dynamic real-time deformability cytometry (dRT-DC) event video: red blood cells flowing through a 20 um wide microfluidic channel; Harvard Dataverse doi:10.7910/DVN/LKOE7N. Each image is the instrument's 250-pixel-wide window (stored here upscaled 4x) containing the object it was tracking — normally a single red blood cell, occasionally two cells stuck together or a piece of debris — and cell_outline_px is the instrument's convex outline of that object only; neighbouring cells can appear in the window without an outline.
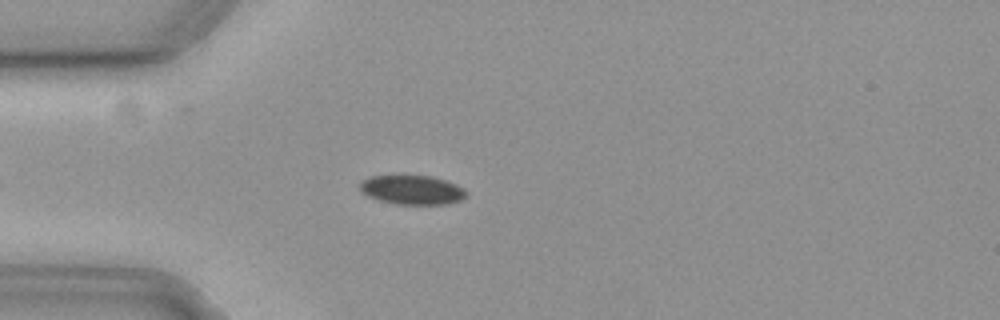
{"species": "common noctule bat (a hibernating species)", "species_latin": "Nyctalus noctula", "temperature_condition": "cold", "stored_images_in_passage": 49, "camera_frame_rate_fps": 3000, "um_per_image_px": 0.085, "animal": {"sex": "female", "body_mass_g": 19.3, "forearm_length_mm": 54.1}, "frame": {"image": 1, "passage_image": 11, "time_ms": 3.333, "image_size_px": [1000, 320], "cell_outline_px": [[468, 196], [460, 200], [448, 204], [396, 204], [380, 200], [368, 196], [360, 188], [360, 184], [364, 180], [372, 176], [432, 176], [456, 184], [464, 188], [468, 192]], "centroid_in_image_um": [35.1, 16.15], "position_along_channel_um": 49.9, "area_um2": 17.92}}
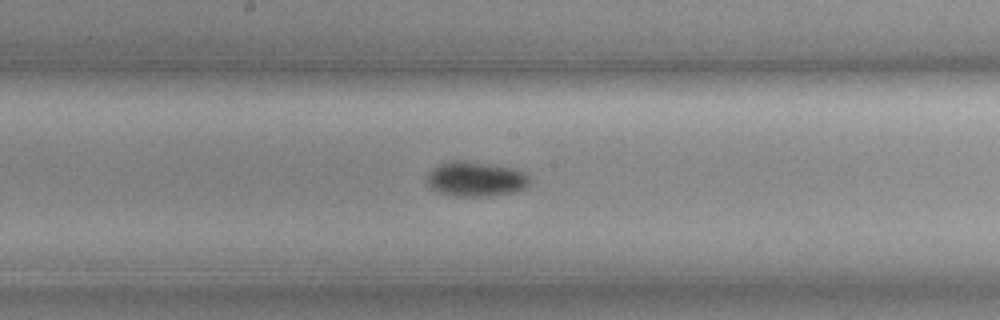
{"frame": {"image": 2, "passage_image": 25, "time_ms": 8.0, "image_size_px": [1000, 320], "cell_outline_px": [[532, 184], [516, 192], [488, 196], [452, 196], [436, 192], [428, 188], [424, 176], [432, 168], [440, 164], [452, 160], [460, 160], [512, 168], [524, 172], [532, 180]], "centroid_in_image_um": [40.39, 15.24], "position_along_channel_um": 207.8, "area_um2": 21.27}}
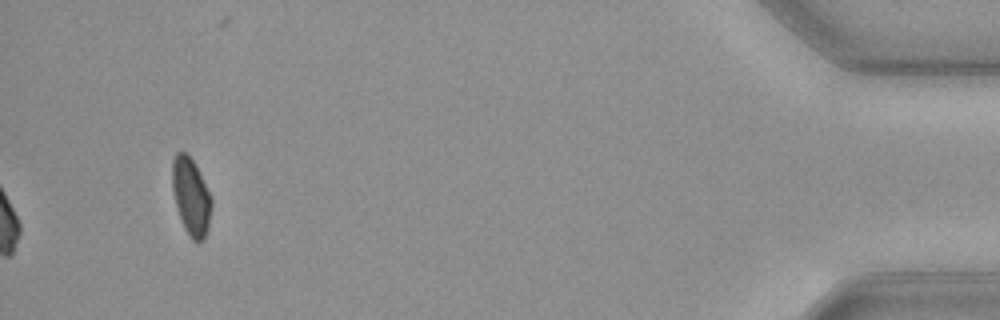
{"frame": {"image": 3, "passage_image": 49, "time_ms": 16.0, "image_size_px": [1000, 320], "cell_outline_px": [[212, 208], [208, 228], [204, 240], [200, 244], [196, 244], [188, 236], [184, 228], [176, 208], [172, 188], [172, 160], [176, 152], [184, 152], [196, 164], [212, 200]], "centroid_in_image_um": [16.23, 16.77], "position_along_channel_um": 419.0, "area_um2": 17.98}, "authors_computed_cell_mechanics": {"area_um2": 19.074, "velocity_mm_per_s": 3.6547, "shape_relaxation_time_tau1_ms": 3.3907, "shape_relaxation_time_tau2_ms": null, "deformation_change_tau1": 0.066, "deformation_change_tau2": null}}